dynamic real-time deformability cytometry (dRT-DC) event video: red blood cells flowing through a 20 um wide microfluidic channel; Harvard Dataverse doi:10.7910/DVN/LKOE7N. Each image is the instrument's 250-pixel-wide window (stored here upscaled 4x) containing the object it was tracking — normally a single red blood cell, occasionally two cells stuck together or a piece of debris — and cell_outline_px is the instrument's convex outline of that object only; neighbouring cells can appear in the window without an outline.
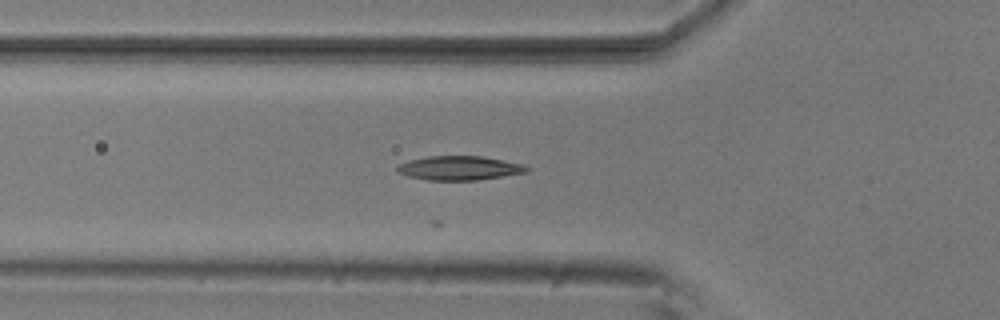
{"species": "common noctule bat (a hibernating species)", "species_latin": "Nyctalus noctula", "temperature_condition": "room temperature", "stored_images_in_passage": 5, "camera_frame_rate_fps": 3000, "um_per_image_px": 0.085, "animal": {"sex": "male", "body_mass_g": 20.5, "forearm_length_mm": 52.5}, "frame": {"image": 1, "passage_image": 5, "time_ms": 1.333, "image_size_px": [1000, 320], "cell_outline_px": [[532, 168], [528, 172], [476, 180], [428, 180], [408, 176], [396, 172], [396, 164], [408, 160], [428, 156], [484, 156], [520, 164]], "centroid_in_image_um": [39.0, 14.28], "position_along_channel_um": 86.8, "area_um2": 18.26}}